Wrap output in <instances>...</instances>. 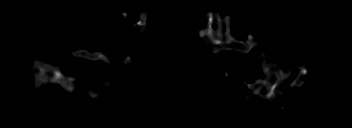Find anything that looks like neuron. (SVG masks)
I'll return each mask as SVG.
<instances>
[{
	"instance_id": "neuron-1",
	"label": "neuron",
	"mask_w": 352,
	"mask_h": 128,
	"mask_svg": "<svg viewBox=\"0 0 352 128\" xmlns=\"http://www.w3.org/2000/svg\"><path fill=\"white\" fill-rule=\"evenodd\" d=\"M127 15H128L127 12L122 13V16H124V20ZM206 15L208 17V28L200 29L199 36L201 38L205 37L206 43L212 42L213 45L210 46L209 49L214 54L217 55L218 51L223 49L236 50L246 54L250 53L253 47V44L251 43L252 36L251 35L248 36L245 42L238 41L233 36H231L230 27H229L231 23V18L229 15H227L224 18V20H220V15L218 12H207ZM146 19H147L146 12L140 14V20L138 22L133 23L130 30L133 31V28H135L138 25L140 26V29H138V35H140L142 33L141 31L147 25ZM214 20L218 24L216 31H214L212 28V22ZM223 24L226 25L225 38L222 37ZM119 40H121V42H119L121 44L120 47L123 48L124 46H123L121 35H119ZM73 55L77 57H83L90 60H94L95 62H99V61H103L105 63L109 62V59L104 54H98L96 52L89 53L85 50H78L73 52ZM130 62H131V58L129 56L124 58V63L128 64ZM34 63H36L35 66L32 67V71L35 73L34 87H36L37 89H40L41 86L45 85L48 82H51V83H59L61 86H63V88L67 92H71L74 90V87L76 85L74 81L75 79H77V76L65 77L62 75L61 71L59 70V67L53 64L50 65L44 62H39L37 60H34ZM299 66L301 68H300L298 77L291 83L290 85L291 87L295 86L299 88L304 84V78L305 80L307 79V75H306L307 69L305 68V66H307V62H305L303 65L299 64ZM261 67L265 75L264 80L262 78H258V80L253 84H248L246 81H242V83L245 84L249 89H251L253 91V94H257L258 97L263 98L264 100L266 99L271 102L272 100L277 98V96L275 95V92L279 84L290 76L291 68L290 66H287L286 67L287 73L284 74V70L282 68H279V66H277L276 64H273L272 61L271 62L263 61L261 63ZM115 69L117 71L123 70L122 67H115ZM46 73H49L52 75H47ZM272 75H274V77L276 78L274 83L270 82L271 78L273 77ZM258 83H260L261 85L255 89L254 88L255 85H257ZM263 86L266 87V92H267L266 96H264L263 94H259V90ZM88 93H89L88 95H90L92 98L97 97L92 92H88ZM279 105L281 109H284L285 107L284 103H280Z\"/></svg>"
}]
</instances>
